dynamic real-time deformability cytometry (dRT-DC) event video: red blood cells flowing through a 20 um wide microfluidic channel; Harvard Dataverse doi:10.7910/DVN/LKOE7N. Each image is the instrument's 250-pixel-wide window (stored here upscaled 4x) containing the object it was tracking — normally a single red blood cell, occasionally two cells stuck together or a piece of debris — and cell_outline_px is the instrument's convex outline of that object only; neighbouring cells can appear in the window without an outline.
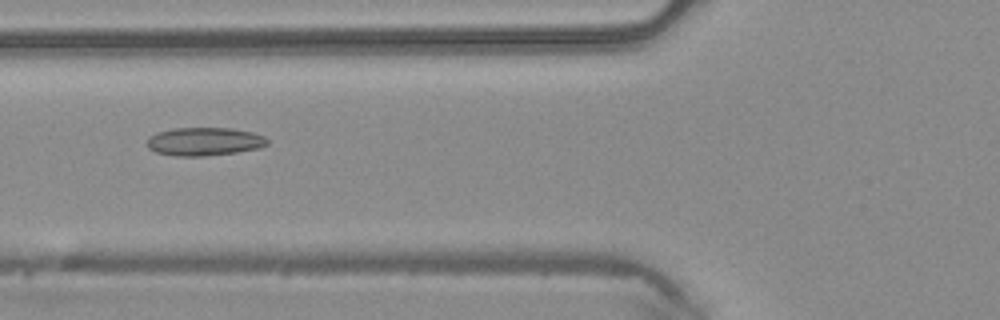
{"species": "common noctule bat (a hibernating species)", "species_latin": "Nyctalus noctula", "temperature_condition": "warm", "stored_images_in_passage": 34, "camera_frame_rate_fps": 3000, "um_per_image_px": 0.085, "animal": {"sex": "male", "body_mass_g": 20.4}, "frame": {"image": 1, "passage_image": 4, "time_ms": 1.0, "image_size_px": [1000, 320], "cell_outline_px": [[268, 144], [260, 148], [236, 152], [204, 156], [176, 156], [156, 152], [148, 148], [148, 136], [172, 128], [232, 128], [252, 132], [264, 136], [268, 140]], "centroid_in_image_um": [17.38, 12.03], "position_along_channel_um": 108.4, "area_um2": 19.77}}
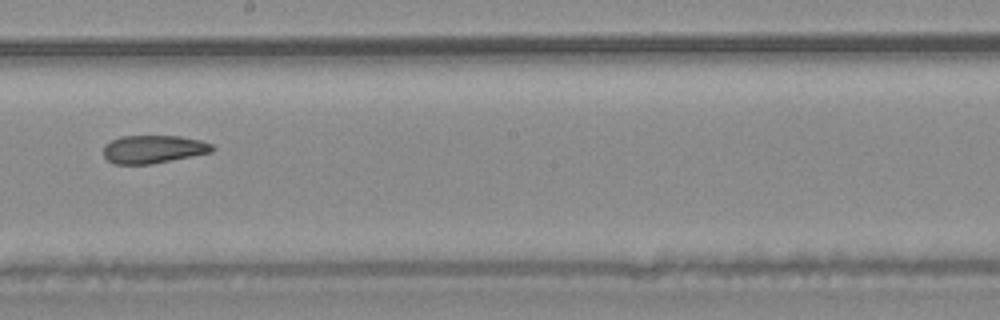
{"frame": {"image": 2, "passage_image": 13, "time_ms": 4.0, "image_size_px": [1000, 320], "cell_outline_px": [[216, 148], [212, 152], [152, 164], [112, 164], [104, 156], [104, 144], [120, 136], [180, 136], [200, 140], [212, 144]], "centroid_in_image_um": [13.03, 12.68], "position_along_channel_um": 235.2, "area_um2": 17.86}}
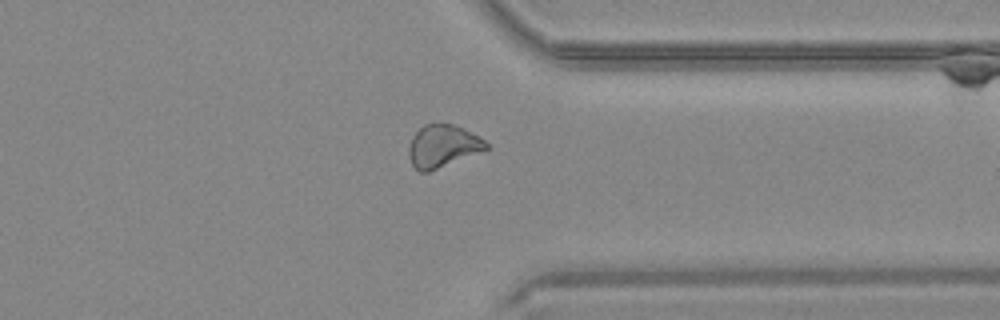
{"frame": {"image": 3, "passage_image": 23, "time_ms": 7.333, "image_size_px": [1000, 320], "cell_outline_px": [[488, 148], [428, 172], [420, 172], [412, 164], [408, 156], [408, 148], [412, 136], [424, 124], [452, 124], [464, 128], [484, 140], [488, 144]], "centroid_in_image_um": [37.59, 12.41], "position_along_channel_um": 373.8, "area_um2": 18.79}, "authors_computed_cell_mechanics": {"area_um2": 18.9006, "velocity_mm_per_s": 4.2257, "shape_relaxation_time_tau1_ms": null, "shape_relaxation_time_tau2_ms": 3.6989, "deformation_change_tau1": null, "deformation_change_tau2": 0.0946}}